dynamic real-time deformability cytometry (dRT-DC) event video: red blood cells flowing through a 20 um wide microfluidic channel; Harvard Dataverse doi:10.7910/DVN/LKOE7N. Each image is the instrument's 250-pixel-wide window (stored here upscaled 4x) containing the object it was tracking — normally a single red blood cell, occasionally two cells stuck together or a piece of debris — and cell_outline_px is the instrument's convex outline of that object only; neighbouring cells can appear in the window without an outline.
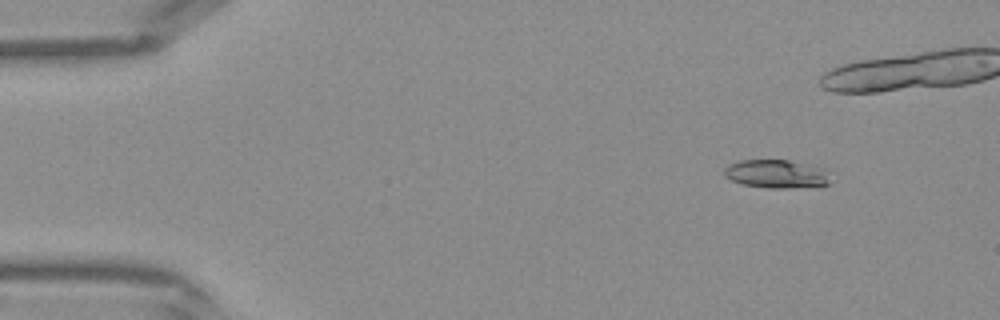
{"species": "Egyptian fruit bat (a non-hibernating species)", "species_latin": "Rousettus aegyptiacus", "temperature_condition": "warm", "stored_images_in_passage": 43, "camera_frame_rate_fps": 3000, "um_per_image_px": 0.085, "frame": {"image": 1, "passage_image": 5, "time_ms": 1.333, "image_size_px": [1000, 320], "cell_outline_px": [[828, 184], [788, 188], [768, 188], [744, 184], [732, 180], [724, 176], [724, 168], [728, 164], [740, 160], [788, 160], [808, 164], [820, 168]], "centroid_in_image_um": [65.85, 14.77], "position_along_channel_um": 19.2, "area_um2": 16.94}}
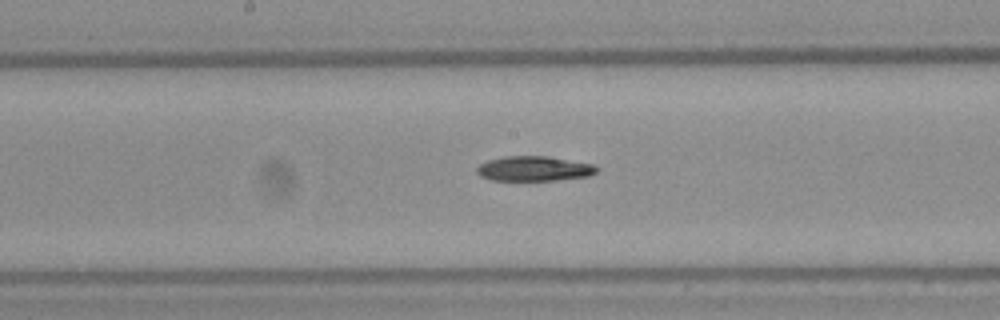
{"frame": {"image": 2, "passage_image": 22, "time_ms": 7.0, "image_size_px": [1000, 320], "cell_outline_px": [[600, 168], [596, 172], [588, 176], [556, 180], [492, 180], [480, 176], [476, 172], [476, 168], [480, 164], [488, 160], [504, 156], [548, 156], [592, 164]], "centroid_in_image_um": [45.38, 14.33], "position_along_channel_um": 202.8, "area_um2": 17.34}}
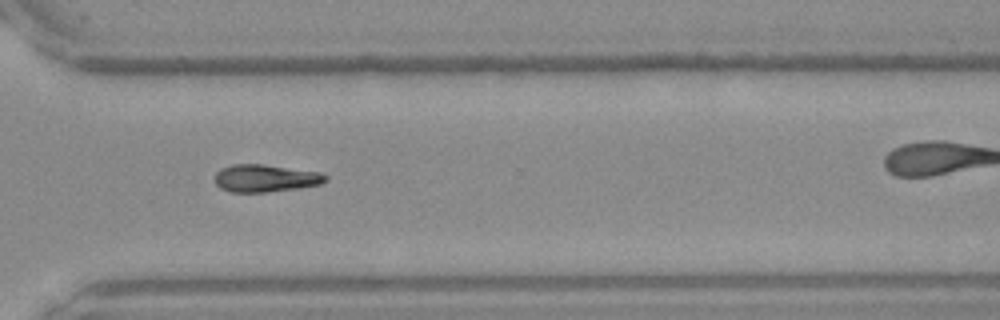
{"frame": {"image": 3, "passage_image": 31, "time_ms": 10.0, "image_size_px": [1000, 320], "cell_outline_px": [[328, 180], [320, 184], [296, 188], [268, 192], [232, 192], [220, 188], [212, 180], [216, 172], [220, 168], [232, 164], [264, 164], [320, 172], [328, 176]], "centroid_in_image_um": [22.52, 15.14], "position_along_channel_um": 348.1, "area_um2": 17.92}}